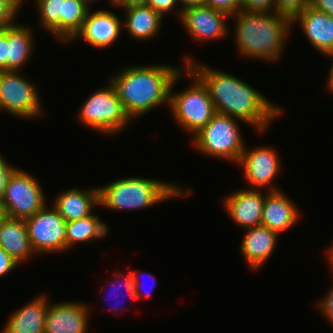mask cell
Segmentation results:
<instances>
[{
	"instance_id": "obj_31",
	"label": "cell",
	"mask_w": 333,
	"mask_h": 333,
	"mask_svg": "<svg viewBox=\"0 0 333 333\" xmlns=\"http://www.w3.org/2000/svg\"><path fill=\"white\" fill-rule=\"evenodd\" d=\"M242 2L243 0H205V6L232 16L242 10Z\"/></svg>"
},
{
	"instance_id": "obj_12",
	"label": "cell",
	"mask_w": 333,
	"mask_h": 333,
	"mask_svg": "<svg viewBox=\"0 0 333 333\" xmlns=\"http://www.w3.org/2000/svg\"><path fill=\"white\" fill-rule=\"evenodd\" d=\"M228 14L208 6H196L182 11L181 21L188 36L198 42H209L227 38L229 35Z\"/></svg>"
},
{
	"instance_id": "obj_14",
	"label": "cell",
	"mask_w": 333,
	"mask_h": 333,
	"mask_svg": "<svg viewBox=\"0 0 333 333\" xmlns=\"http://www.w3.org/2000/svg\"><path fill=\"white\" fill-rule=\"evenodd\" d=\"M267 192L262 189L240 188L223 197V206L232 223L243 229L260 226Z\"/></svg>"
},
{
	"instance_id": "obj_45",
	"label": "cell",
	"mask_w": 333,
	"mask_h": 333,
	"mask_svg": "<svg viewBox=\"0 0 333 333\" xmlns=\"http://www.w3.org/2000/svg\"><path fill=\"white\" fill-rule=\"evenodd\" d=\"M327 260H328V264H330V268H331V273H333V256H326Z\"/></svg>"
},
{
	"instance_id": "obj_4",
	"label": "cell",
	"mask_w": 333,
	"mask_h": 333,
	"mask_svg": "<svg viewBox=\"0 0 333 333\" xmlns=\"http://www.w3.org/2000/svg\"><path fill=\"white\" fill-rule=\"evenodd\" d=\"M99 188V207L114 211L141 210L173 198L190 196L192 189L158 179L129 176ZM168 199V200H167Z\"/></svg>"
},
{
	"instance_id": "obj_18",
	"label": "cell",
	"mask_w": 333,
	"mask_h": 333,
	"mask_svg": "<svg viewBox=\"0 0 333 333\" xmlns=\"http://www.w3.org/2000/svg\"><path fill=\"white\" fill-rule=\"evenodd\" d=\"M240 253L252 270H260L272 257L280 235L262 225L244 229Z\"/></svg>"
},
{
	"instance_id": "obj_38",
	"label": "cell",
	"mask_w": 333,
	"mask_h": 333,
	"mask_svg": "<svg viewBox=\"0 0 333 333\" xmlns=\"http://www.w3.org/2000/svg\"><path fill=\"white\" fill-rule=\"evenodd\" d=\"M310 7L333 17V0H310Z\"/></svg>"
},
{
	"instance_id": "obj_33",
	"label": "cell",
	"mask_w": 333,
	"mask_h": 333,
	"mask_svg": "<svg viewBox=\"0 0 333 333\" xmlns=\"http://www.w3.org/2000/svg\"><path fill=\"white\" fill-rule=\"evenodd\" d=\"M316 309L326 318V321L330 322L333 327V286L328 290L322 298L315 304Z\"/></svg>"
},
{
	"instance_id": "obj_21",
	"label": "cell",
	"mask_w": 333,
	"mask_h": 333,
	"mask_svg": "<svg viewBox=\"0 0 333 333\" xmlns=\"http://www.w3.org/2000/svg\"><path fill=\"white\" fill-rule=\"evenodd\" d=\"M124 9L122 27L127 35L138 41L152 40L158 36L163 18L158 12L147 5L131 6ZM157 35V36H156Z\"/></svg>"
},
{
	"instance_id": "obj_34",
	"label": "cell",
	"mask_w": 333,
	"mask_h": 333,
	"mask_svg": "<svg viewBox=\"0 0 333 333\" xmlns=\"http://www.w3.org/2000/svg\"><path fill=\"white\" fill-rule=\"evenodd\" d=\"M132 273H133V275H134V290H135V297H136V300L138 299V300H140V299H142V298H149L150 296H151V294H152V290H153V288H155L156 286V283H157V281H156V277H155V274H152V273H147V275H148V277H150V279L152 278V282H153V284H154V286L152 285V287H151V289H150V291H146L145 289H143L142 290V288L141 287H143V284H142V282H141V276H143V275H145L141 270H140V274L138 273V271L137 270H132ZM143 274V275H142ZM146 275V276H147ZM141 277V278H140ZM145 290V291H144Z\"/></svg>"
},
{
	"instance_id": "obj_27",
	"label": "cell",
	"mask_w": 333,
	"mask_h": 333,
	"mask_svg": "<svg viewBox=\"0 0 333 333\" xmlns=\"http://www.w3.org/2000/svg\"><path fill=\"white\" fill-rule=\"evenodd\" d=\"M114 281H110V280H107L106 282V287H108L107 283L109 282H112L111 284V288L113 289L112 291H110V295L113 297H115V299H117V297H120L119 295V291L121 290H125V294L128 296V298H131L132 301L136 300V297H135V290H134V275L132 273V271H128L126 274H121L119 271H116L114 272ZM122 275V276H120ZM125 275V276H124ZM110 287V286H109ZM109 295V296H110ZM124 295V294H123ZM109 300H111V298L109 297ZM121 302V301H119ZM124 303V302H123ZM118 305V303L116 304V306ZM112 306V305H111ZM110 307V306H109ZM118 307V306H117ZM113 307L117 310V312L119 311V307ZM112 308V309H113ZM124 307H122L121 309L123 310ZM110 309V308H108ZM110 309L111 311H114Z\"/></svg>"
},
{
	"instance_id": "obj_24",
	"label": "cell",
	"mask_w": 333,
	"mask_h": 333,
	"mask_svg": "<svg viewBox=\"0 0 333 333\" xmlns=\"http://www.w3.org/2000/svg\"><path fill=\"white\" fill-rule=\"evenodd\" d=\"M109 227L94 213L78 220L66 222V252L76 244H93L96 240L104 239L109 233Z\"/></svg>"
},
{
	"instance_id": "obj_32",
	"label": "cell",
	"mask_w": 333,
	"mask_h": 333,
	"mask_svg": "<svg viewBox=\"0 0 333 333\" xmlns=\"http://www.w3.org/2000/svg\"><path fill=\"white\" fill-rule=\"evenodd\" d=\"M242 10L247 12H275V0H243Z\"/></svg>"
},
{
	"instance_id": "obj_19",
	"label": "cell",
	"mask_w": 333,
	"mask_h": 333,
	"mask_svg": "<svg viewBox=\"0 0 333 333\" xmlns=\"http://www.w3.org/2000/svg\"><path fill=\"white\" fill-rule=\"evenodd\" d=\"M53 206L64 218L65 222L78 220L92 215L95 207H99V188L93 187L85 190L73 187L62 190L54 199Z\"/></svg>"
},
{
	"instance_id": "obj_20",
	"label": "cell",
	"mask_w": 333,
	"mask_h": 333,
	"mask_svg": "<svg viewBox=\"0 0 333 333\" xmlns=\"http://www.w3.org/2000/svg\"><path fill=\"white\" fill-rule=\"evenodd\" d=\"M49 306L47 294L38 295L13 312L2 333H44L45 318Z\"/></svg>"
},
{
	"instance_id": "obj_42",
	"label": "cell",
	"mask_w": 333,
	"mask_h": 333,
	"mask_svg": "<svg viewBox=\"0 0 333 333\" xmlns=\"http://www.w3.org/2000/svg\"><path fill=\"white\" fill-rule=\"evenodd\" d=\"M7 217L5 206L0 198V223Z\"/></svg>"
},
{
	"instance_id": "obj_28",
	"label": "cell",
	"mask_w": 333,
	"mask_h": 333,
	"mask_svg": "<svg viewBox=\"0 0 333 333\" xmlns=\"http://www.w3.org/2000/svg\"><path fill=\"white\" fill-rule=\"evenodd\" d=\"M22 0H0V30L16 24V17L23 5Z\"/></svg>"
},
{
	"instance_id": "obj_9",
	"label": "cell",
	"mask_w": 333,
	"mask_h": 333,
	"mask_svg": "<svg viewBox=\"0 0 333 333\" xmlns=\"http://www.w3.org/2000/svg\"><path fill=\"white\" fill-rule=\"evenodd\" d=\"M1 200L7 217L17 219L31 217L47 204L39 181L20 168L11 175Z\"/></svg>"
},
{
	"instance_id": "obj_30",
	"label": "cell",
	"mask_w": 333,
	"mask_h": 333,
	"mask_svg": "<svg viewBox=\"0 0 333 333\" xmlns=\"http://www.w3.org/2000/svg\"><path fill=\"white\" fill-rule=\"evenodd\" d=\"M146 5L153 8L162 17L170 14V12H172V13L175 12V15L178 18H180L181 13H182L181 9H179V7H178L179 6L178 0H147Z\"/></svg>"
},
{
	"instance_id": "obj_17",
	"label": "cell",
	"mask_w": 333,
	"mask_h": 333,
	"mask_svg": "<svg viewBox=\"0 0 333 333\" xmlns=\"http://www.w3.org/2000/svg\"><path fill=\"white\" fill-rule=\"evenodd\" d=\"M296 23L316 51H333V17L308 6L292 19V26Z\"/></svg>"
},
{
	"instance_id": "obj_1",
	"label": "cell",
	"mask_w": 333,
	"mask_h": 333,
	"mask_svg": "<svg viewBox=\"0 0 333 333\" xmlns=\"http://www.w3.org/2000/svg\"><path fill=\"white\" fill-rule=\"evenodd\" d=\"M184 60L183 65L188 66L208 88L217 113L241 120L257 133L264 134L284 112L283 108L234 74L214 69L187 54Z\"/></svg>"
},
{
	"instance_id": "obj_16",
	"label": "cell",
	"mask_w": 333,
	"mask_h": 333,
	"mask_svg": "<svg viewBox=\"0 0 333 333\" xmlns=\"http://www.w3.org/2000/svg\"><path fill=\"white\" fill-rule=\"evenodd\" d=\"M298 206L282 190L268 191L265 195L261 225L278 233L287 232L300 220Z\"/></svg>"
},
{
	"instance_id": "obj_10",
	"label": "cell",
	"mask_w": 333,
	"mask_h": 333,
	"mask_svg": "<svg viewBox=\"0 0 333 333\" xmlns=\"http://www.w3.org/2000/svg\"><path fill=\"white\" fill-rule=\"evenodd\" d=\"M27 234L36 255L66 251V222L56 208L46 204L25 219Z\"/></svg>"
},
{
	"instance_id": "obj_35",
	"label": "cell",
	"mask_w": 333,
	"mask_h": 333,
	"mask_svg": "<svg viewBox=\"0 0 333 333\" xmlns=\"http://www.w3.org/2000/svg\"><path fill=\"white\" fill-rule=\"evenodd\" d=\"M17 168L8 163L0 153V198L4 196L9 179Z\"/></svg>"
},
{
	"instance_id": "obj_39",
	"label": "cell",
	"mask_w": 333,
	"mask_h": 333,
	"mask_svg": "<svg viewBox=\"0 0 333 333\" xmlns=\"http://www.w3.org/2000/svg\"><path fill=\"white\" fill-rule=\"evenodd\" d=\"M323 56L328 57V58H332V63L330 65V69L328 72V78H327V82H326V88L329 92H331L333 94V51L324 54Z\"/></svg>"
},
{
	"instance_id": "obj_26",
	"label": "cell",
	"mask_w": 333,
	"mask_h": 333,
	"mask_svg": "<svg viewBox=\"0 0 333 333\" xmlns=\"http://www.w3.org/2000/svg\"><path fill=\"white\" fill-rule=\"evenodd\" d=\"M89 7L81 0H66L64 17V43L68 44L81 30Z\"/></svg>"
},
{
	"instance_id": "obj_13",
	"label": "cell",
	"mask_w": 333,
	"mask_h": 333,
	"mask_svg": "<svg viewBox=\"0 0 333 333\" xmlns=\"http://www.w3.org/2000/svg\"><path fill=\"white\" fill-rule=\"evenodd\" d=\"M92 11L89 9L81 30L71 41L81 38L98 49H104L116 43L123 32L122 19L109 10Z\"/></svg>"
},
{
	"instance_id": "obj_29",
	"label": "cell",
	"mask_w": 333,
	"mask_h": 333,
	"mask_svg": "<svg viewBox=\"0 0 333 333\" xmlns=\"http://www.w3.org/2000/svg\"><path fill=\"white\" fill-rule=\"evenodd\" d=\"M310 6V0H275V12L293 19Z\"/></svg>"
},
{
	"instance_id": "obj_25",
	"label": "cell",
	"mask_w": 333,
	"mask_h": 333,
	"mask_svg": "<svg viewBox=\"0 0 333 333\" xmlns=\"http://www.w3.org/2000/svg\"><path fill=\"white\" fill-rule=\"evenodd\" d=\"M41 28L64 43V17L66 0H35Z\"/></svg>"
},
{
	"instance_id": "obj_8",
	"label": "cell",
	"mask_w": 333,
	"mask_h": 333,
	"mask_svg": "<svg viewBox=\"0 0 333 333\" xmlns=\"http://www.w3.org/2000/svg\"><path fill=\"white\" fill-rule=\"evenodd\" d=\"M21 71H0V112L33 120L42 117V103L36 83Z\"/></svg>"
},
{
	"instance_id": "obj_36",
	"label": "cell",
	"mask_w": 333,
	"mask_h": 333,
	"mask_svg": "<svg viewBox=\"0 0 333 333\" xmlns=\"http://www.w3.org/2000/svg\"><path fill=\"white\" fill-rule=\"evenodd\" d=\"M20 266L1 246H0V277H4Z\"/></svg>"
},
{
	"instance_id": "obj_23",
	"label": "cell",
	"mask_w": 333,
	"mask_h": 333,
	"mask_svg": "<svg viewBox=\"0 0 333 333\" xmlns=\"http://www.w3.org/2000/svg\"><path fill=\"white\" fill-rule=\"evenodd\" d=\"M14 24L7 28V71H22L34 52L33 30Z\"/></svg>"
},
{
	"instance_id": "obj_46",
	"label": "cell",
	"mask_w": 333,
	"mask_h": 333,
	"mask_svg": "<svg viewBox=\"0 0 333 333\" xmlns=\"http://www.w3.org/2000/svg\"><path fill=\"white\" fill-rule=\"evenodd\" d=\"M85 5H87L89 8H91L92 2L94 4V2L97 0H81Z\"/></svg>"
},
{
	"instance_id": "obj_15",
	"label": "cell",
	"mask_w": 333,
	"mask_h": 333,
	"mask_svg": "<svg viewBox=\"0 0 333 333\" xmlns=\"http://www.w3.org/2000/svg\"><path fill=\"white\" fill-rule=\"evenodd\" d=\"M90 308L80 301H49L44 333H87Z\"/></svg>"
},
{
	"instance_id": "obj_37",
	"label": "cell",
	"mask_w": 333,
	"mask_h": 333,
	"mask_svg": "<svg viewBox=\"0 0 333 333\" xmlns=\"http://www.w3.org/2000/svg\"><path fill=\"white\" fill-rule=\"evenodd\" d=\"M0 71H7V28L0 30Z\"/></svg>"
},
{
	"instance_id": "obj_41",
	"label": "cell",
	"mask_w": 333,
	"mask_h": 333,
	"mask_svg": "<svg viewBox=\"0 0 333 333\" xmlns=\"http://www.w3.org/2000/svg\"><path fill=\"white\" fill-rule=\"evenodd\" d=\"M147 0H125L124 8H128L131 6H139L146 5Z\"/></svg>"
},
{
	"instance_id": "obj_3",
	"label": "cell",
	"mask_w": 333,
	"mask_h": 333,
	"mask_svg": "<svg viewBox=\"0 0 333 333\" xmlns=\"http://www.w3.org/2000/svg\"><path fill=\"white\" fill-rule=\"evenodd\" d=\"M236 19L234 40L241 57L260 61H278L292 30V19L283 14L247 12L230 16Z\"/></svg>"
},
{
	"instance_id": "obj_5",
	"label": "cell",
	"mask_w": 333,
	"mask_h": 333,
	"mask_svg": "<svg viewBox=\"0 0 333 333\" xmlns=\"http://www.w3.org/2000/svg\"><path fill=\"white\" fill-rule=\"evenodd\" d=\"M183 76H187L193 83L182 91L174 92V86ZM168 108L174 122L177 121L176 125L191 136L208 124L217 113L208 88L188 66H185L172 82Z\"/></svg>"
},
{
	"instance_id": "obj_43",
	"label": "cell",
	"mask_w": 333,
	"mask_h": 333,
	"mask_svg": "<svg viewBox=\"0 0 333 333\" xmlns=\"http://www.w3.org/2000/svg\"><path fill=\"white\" fill-rule=\"evenodd\" d=\"M111 6L124 8V2L125 0H108Z\"/></svg>"
},
{
	"instance_id": "obj_6",
	"label": "cell",
	"mask_w": 333,
	"mask_h": 333,
	"mask_svg": "<svg viewBox=\"0 0 333 333\" xmlns=\"http://www.w3.org/2000/svg\"><path fill=\"white\" fill-rule=\"evenodd\" d=\"M228 115L216 113L208 124L191 139V145L202 155L238 164L246 145L238 122Z\"/></svg>"
},
{
	"instance_id": "obj_22",
	"label": "cell",
	"mask_w": 333,
	"mask_h": 333,
	"mask_svg": "<svg viewBox=\"0 0 333 333\" xmlns=\"http://www.w3.org/2000/svg\"><path fill=\"white\" fill-rule=\"evenodd\" d=\"M0 246L20 265L32 259V249L25 219L6 217L0 223Z\"/></svg>"
},
{
	"instance_id": "obj_40",
	"label": "cell",
	"mask_w": 333,
	"mask_h": 333,
	"mask_svg": "<svg viewBox=\"0 0 333 333\" xmlns=\"http://www.w3.org/2000/svg\"><path fill=\"white\" fill-rule=\"evenodd\" d=\"M179 7L181 6V11L185 9L196 7V6H204L205 0H178Z\"/></svg>"
},
{
	"instance_id": "obj_7",
	"label": "cell",
	"mask_w": 333,
	"mask_h": 333,
	"mask_svg": "<svg viewBox=\"0 0 333 333\" xmlns=\"http://www.w3.org/2000/svg\"><path fill=\"white\" fill-rule=\"evenodd\" d=\"M85 99L77 114L82 125L103 135L119 134L132 120L123 109L116 88L110 82Z\"/></svg>"
},
{
	"instance_id": "obj_11",
	"label": "cell",
	"mask_w": 333,
	"mask_h": 333,
	"mask_svg": "<svg viewBox=\"0 0 333 333\" xmlns=\"http://www.w3.org/2000/svg\"><path fill=\"white\" fill-rule=\"evenodd\" d=\"M244 147L237 165L242 167L248 189L281 190L273 184L281 171L279 153L270 146H257L248 150Z\"/></svg>"
},
{
	"instance_id": "obj_2",
	"label": "cell",
	"mask_w": 333,
	"mask_h": 333,
	"mask_svg": "<svg viewBox=\"0 0 333 333\" xmlns=\"http://www.w3.org/2000/svg\"><path fill=\"white\" fill-rule=\"evenodd\" d=\"M185 66L128 65L113 74L110 82L116 88L124 111L134 121L163 104L170 106L172 82Z\"/></svg>"
},
{
	"instance_id": "obj_44",
	"label": "cell",
	"mask_w": 333,
	"mask_h": 333,
	"mask_svg": "<svg viewBox=\"0 0 333 333\" xmlns=\"http://www.w3.org/2000/svg\"><path fill=\"white\" fill-rule=\"evenodd\" d=\"M325 256H333V243L328 246V249H325Z\"/></svg>"
}]
</instances>
